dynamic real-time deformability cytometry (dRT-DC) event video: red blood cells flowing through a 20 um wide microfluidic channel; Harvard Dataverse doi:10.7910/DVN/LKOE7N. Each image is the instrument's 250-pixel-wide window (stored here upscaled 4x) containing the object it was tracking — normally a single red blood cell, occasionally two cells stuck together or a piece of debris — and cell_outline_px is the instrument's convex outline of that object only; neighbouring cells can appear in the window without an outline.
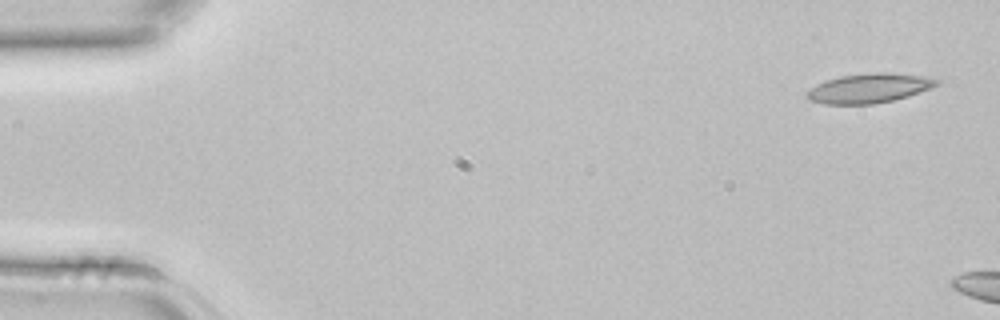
{"species": "common noctule bat (a hibernating species)", "species_latin": "Nyctalus noctula", "temperature_condition": "room temperature", "stored_images_in_passage": 2, "camera_frame_rate_fps": 3000, "um_per_image_px": 0.085, "animal": {"sex": "female", "body_mass_g": 22.7, "forearm_length_mm": 54.2}, "frame": {"image": 1, "passage_image": 1, "time_ms": 0.0, "image_size_px": [1000, 320], "cell_outline_px": [[940, 84], [932, 88], [908, 96], [892, 100], [872, 104], [824, 104], [808, 100], [804, 96], [804, 92], [828, 80], [840, 76], [876, 72], [888, 72], [920, 76], [940, 80]], "centroid_in_image_um": [73.87, 7.51], "position_along_channel_um": 11.1, "area_um2": 22.14}}